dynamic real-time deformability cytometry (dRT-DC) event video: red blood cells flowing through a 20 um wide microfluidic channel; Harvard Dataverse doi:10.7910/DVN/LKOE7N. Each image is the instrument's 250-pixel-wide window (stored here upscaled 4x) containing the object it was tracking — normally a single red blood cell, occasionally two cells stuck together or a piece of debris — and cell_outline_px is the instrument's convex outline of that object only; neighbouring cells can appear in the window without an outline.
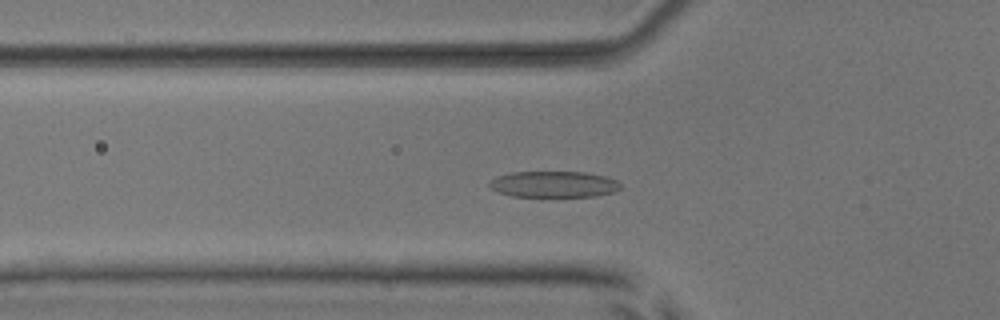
{"species": "common noctule bat (a hibernating species)", "species_latin": "Nyctalus noctula", "temperature_condition": "room temperature", "stored_images_in_passage": 51, "camera_frame_rate_fps": 3000, "um_per_image_px": 0.085, "animal": {"sex": "male", "body_mass_g": 17.9, "forearm_length_mm": 54.2}, "frame": {"image": 1, "passage_image": 17, "time_ms": 5.333, "image_size_px": [1000, 320], "cell_outline_px": [[620, 188], [616, 192], [596, 196], [512, 196], [500, 192], [492, 188], [488, 184], [496, 176], [512, 172], [584, 172], [608, 176], [616, 180], [620, 184]], "centroid_in_image_um": [47.12, 15.65], "position_along_channel_um": 78.7, "area_um2": 19.94}}
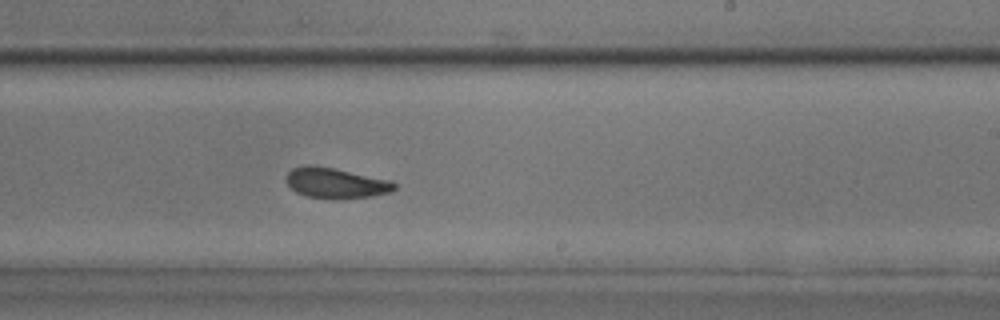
{"frame": {"image": 2, "passage_image": 31, "time_ms": 10.0, "image_size_px": [1000, 320], "cell_outline_px": [[396, 188], [392, 192], [372, 196], [344, 200], [332, 200], [304, 196], [296, 192], [284, 180], [284, 176], [292, 168], [304, 164], [312, 164], [392, 180], [396, 184]], "centroid_in_image_um": [28.52, 15.57], "position_along_channel_um": 260.5, "area_um2": 19.83}}
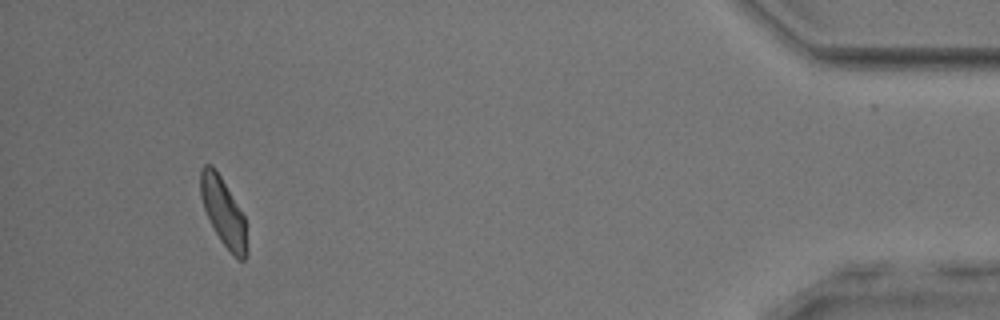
{"frame": {"image": 3, "passage_image": 48, "time_ms": 15.667, "image_size_px": [1000, 320], "cell_outline_px": [[248, 252], [244, 260], [236, 260], [220, 240], [204, 208], [200, 196], [200, 168], [204, 164], [212, 164], [216, 168], [244, 216], [248, 248]], "centroid_in_image_um": [18.99, 18.02], "position_along_channel_um": 416.2, "area_um2": 18.44}, "authors_computed_cell_mechanics": {"area_um2": 19.5942, "velocity_mm_per_s": 3.9089, "shape_relaxation_time_tau1_ms": 3.1014, "shape_relaxation_time_tau2_ms": 2.2132, "deformation_change_tau1": 0.1312, "deformation_change_tau2": 0.0995}}